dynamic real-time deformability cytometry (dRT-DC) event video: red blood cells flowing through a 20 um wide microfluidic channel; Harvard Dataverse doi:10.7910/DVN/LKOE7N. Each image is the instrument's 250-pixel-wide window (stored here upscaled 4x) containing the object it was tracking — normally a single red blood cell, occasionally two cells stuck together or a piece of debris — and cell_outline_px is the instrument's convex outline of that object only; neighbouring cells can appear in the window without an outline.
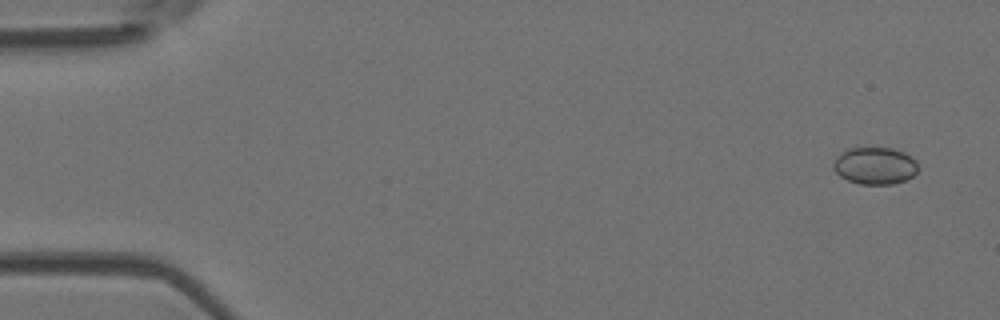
{"species": "Egyptian fruit bat (a non-hibernating species)", "species_latin": "Rousettus aegyptiacus", "temperature_condition": "room temperature", "stored_images_in_passage": 9, "camera_frame_rate_fps": 3000, "um_per_image_px": 0.085, "animal": {"sex": "female"}, "frame": {"image": 1, "passage_image": 1, "time_ms": 0.0, "image_size_px": [1000, 320], "cell_outline_px": [[916, 172], [912, 176], [904, 180], [892, 184], [860, 184], [848, 180], [840, 176], [832, 168], [832, 164], [836, 156], [840, 152], [848, 148], [892, 148], [904, 152], [916, 160]], "centroid_in_image_um": [74.32, 14.08], "position_along_channel_um": 10.7, "area_um2": 18.32}}